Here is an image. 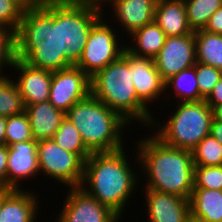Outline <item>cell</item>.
Instances as JSON below:
<instances>
[{"mask_svg":"<svg viewBox=\"0 0 222 222\" xmlns=\"http://www.w3.org/2000/svg\"><path fill=\"white\" fill-rule=\"evenodd\" d=\"M15 41L16 58L32 67L56 71L71 66L59 52V0L25 9Z\"/></svg>","mask_w":222,"mask_h":222,"instance_id":"6da1fadb","label":"cell"},{"mask_svg":"<svg viewBox=\"0 0 222 222\" xmlns=\"http://www.w3.org/2000/svg\"><path fill=\"white\" fill-rule=\"evenodd\" d=\"M136 159L146 174L145 190H155L190 199L194 189L192 151L163 143L154 134L137 142ZM143 167V168H142Z\"/></svg>","mask_w":222,"mask_h":222,"instance_id":"7a4b0ae2","label":"cell"},{"mask_svg":"<svg viewBox=\"0 0 222 222\" xmlns=\"http://www.w3.org/2000/svg\"><path fill=\"white\" fill-rule=\"evenodd\" d=\"M128 161L124 148L112 152H94L84 162L80 185L85 192L119 216L128 198L138 187V179Z\"/></svg>","mask_w":222,"mask_h":222,"instance_id":"3957f363","label":"cell"},{"mask_svg":"<svg viewBox=\"0 0 222 222\" xmlns=\"http://www.w3.org/2000/svg\"><path fill=\"white\" fill-rule=\"evenodd\" d=\"M91 94L128 123L133 124L136 120L145 124L143 126H151L154 114L136 95L129 73V52L126 50L91 77Z\"/></svg>","mask_w":222,"mask_h":222,"instance_id":"277c9868","label":"cell"},{"mask_svg":"<svg viewBox=\"0 0 222 222\" xmlns=\"http://www.w3.org/2000/svg\"><path fill=\"white\" fill-rule=\"evenodd\" d=\"M66 117L78 129L84 144L92 153L124 148L122 129L129 123L92 94L74 104Z\"/></svg>","mask_w":222,"mask_h":222,"instance_id":"5b68a950","label":"cell"},{"mask_svg":"<svg viewBox=\"0 0 222 222\" xmlns=\"http://www.w3.org/2000/svg\"><path fill=\"white\" fill-rule=\"evenodd\" d=\"M176 109L163 126L153 119L152 126H161L154 135L169 146L192 150L210 134L212 109L205 100L180 102Z\"/></svg>","mask_w":222,"mask_h":222,"instance_id":"8992f818","label":"cell"},{"mask_svg":"<svg viewBox=\"0 0 222 222\" xmlns=\"http://www.w3.org/2000/svg\"><path fill=\"white\" fill-rule=\"evenodd\" d=\"M103 16L102 7L81 0H59V52L76 66L93 25Z\"/></svg>","mask_w":222,"mask_h":222,"instance_id":"52a82bcc","label":"cell"},{"mask_svg":"<svg viewBox=\"0 0 222 222\" xmlns=\"http://www.w3.org/2000/svg\"><path fill=\"white\" fill-rule=\"evenodd\" d=\"M102 16L92 27L84 51L76 65L90 78L117 60L126 50L119 45L117 33ZM119 42V43H118Z\"/></svg>","mask_w":222,"mask_h":222,"instance_id":"ba28073f","label":"cell"},{"mask_svg":"<svg viewBox=\"0 0 222 222\" xmlns=\"http://www.w3.org/2000/svg\"><path fill=\"white\" fill-rule=\"evenodd\" d=\"M40 172L68 187H80L84 161L74 153L62 149L53 139L38 141Z\"/></svg>","mask_w":222,"mask_h":222,"instance_id":"9c48e42d","label":"cell"},{"mask_svg":"<svg viewBox=\"0 0 222 222\" xmlns=\"http://www.w3.org/2000/svg\"><path fill=\"white\" fill-rule=\"evenodd\" d=\"M91 94V78L77 66L52 71L49 102L65 114Z\"/></svg>","mask_w":222,"mask_h":222,"instance_id":"30bf717a","label":"cell"},{"mask_svg":"<svg viewBox=\"0 0 222 222\" xmlns=\"http://www.w3.org/2000/svg\"><path fill=\"white\" fill-rule=\"evenodd\" d=\"M57 222H118L121 218L81 187L69 188Z\"/></svg>","mask_w":222,"mask_h":222,"instance_id":"8fae6325","label":"cell"},{"mask_svg":"<svg viewBox=\"0 0 222 222\" xmlns=\"http://www.w3.org/2000/svg\"><path fill=\"white\" fill-rule=\"evenodd\" d=\"M154 63L164 82L182 70L194 66L196 63L194 33L166 37L162 49L154 58Z\"/></svg>","mask_w":222,"mask_h":222,"instance_id":"7c38bea8","label":"cell"},{"mask_svg":"<svg viewBox=\"0 0 222 222\" xmlns=\"http://www.w3.org/2000/svg\"><path fill=\"white\" fill-rule=\"evenodd\" d=\"M37 149L38 141L34 139L8 146L7 187L20 189L23 179L40 173Z\"/></svg>","mask_w":222,"mask_h":222,"instance_id":"4fadbf2b","label":"cell"},{"mask_svg":"<svg viewBox=\"0 0 222 222\" xmlns=\"http://www.w3.org/2000/svg\"><path fill=\"white\" fill-rule=\"evenodd\" d=\"M145 191L149 222H191L190 200L155 190Z\"/></svg>","mask_w":222,"mask_h":222,"instance_id":"5bb4252c","label":"cell"},{"mask_svg":"<svg viewBox=\"0 0 222 222\" xmlns=\"http://www.w3.org/2000/svg\"><path fill=\"white\" fill-rule=\"evenodd\" d=\"M11 68L20 72L15 84L25 106L49 101L52 71L32 67L18 58H15Z\"/></svg>","mask_w":222,"mask_h":222,"instance_id":"9a60e30c","label":"cell"},{"mask_svg":"<svg viewBox=\"0 0 222 222\" xmlns=\"http://www.w3.org/2000/svg\"><path fill=\"white\" fill-rule=\"evenodd\" d=\"M129 73L137 97L147 107L149 103L161 98L165 92L164 81L155 66L154 59L140 58L129 53Z\"/></svg>","mask_w":222,"mask_h":222,"instance_id":"2e32d148","label":"cell"},{"mask_svg":"<svg viewBox=\"0 0 222 222\" xmlns=\"http://www.w3.org/2000/svg\"><path fill=\"white\" fill-rule=\"evenodd\" d=\"M158 0H109L120 22L119 26L128 34L142 28L144 25L154 21V13Z\"/></svg>","mask_w":222,"mask_h":222,"instance_id":"e0dca14e","label":"cell"},{"mask_svg":"<svg viewBox=\"0 0 222 222\" xmlns=\"http://www.w3.org/2000/svg\"><path fill=\"white\" fill-rule=\"evenodd\" d=\"M25 107L33 139H53L66 114L56 109L49 101Z\"/></svg>","mask_w":222,"mask_h":222,"instance_id":"ac0fdd59","label":"cell"},{"mask_svg":"<svg viewBox=\"0 0 222 222\" xmlns=\"http://www.w3.org/2000/svg\"><path fill=\"white\" fill-rule=\"evenodd\" d=\"M154 22L167 37L192 34L185 4L176 0H158L154 13Z\"/></svg>","mask_w":222,"mask_h":222,"instance_id":"d6986e66","label":"cell"},{"mask_svg":"<svg viewBox=\"0 0 222 222\" xmlns=\"http://www.w3.org/2000/svg\"><path fill=\"white\" fill-rule=\"evenodd\" d=\"M36 194L13 189L3 200L0 222H37L39 200ZM36 214V215H35Z\"/></svg>","mask_w":222,"mask_h":222,"instance_id":"ffe728a7","label":"cell"},{"mask_svg":"<svg viewBox=\"0 0 222 222\" xmlns=\"http://www.w3.org/2000/svg\"><path fill=\"white\" fill-rule=\"evenodd\" d=\"M189 200L191 221L222 222V190L194 188Z\"/></svg>","mask_w":222,"mask_h":222,"instance_id":"44dd1931","label":"cell"},{"mask_svg":"<svg viewBox=\"0 0 222 222\" xmlns=\"http://www.w3.org/2000/svg\"><path fill=\"white\" fill-rule=\"evenodd\" d=\"M130 37H133V47L126 46V51L131 55L140 58L154 59L162 49L166 35L164 31L154 22L144 25L142 28L134 31Z\"/></svg>","mask_w":222,"mask_h":222,"instance_id":"7402d4cb","label":"cell"},{"mask_svg":"<svg viewBox=\"0 0 222 222\" xmlns=\"http://www.w3.org/2000/svg\"><path fill=\"white\" fill-rule=\"evenodd\" d=\"M196 61L222 71V35L204 29L194 31Z\"/></svg>","mask_w":222,"mask_h":222,"instance_id":"603a6c76","label":"cell"},{"mask_svg":"<svg viewBox=\"0 0 222 222\" xmlns=\"http://www.w3.org/2000/svg\"><path fill=\"white\" fill-rule=\"evenodd\" d=\"M165 91L173 88L179 101L196 102L205 98L199 93L196 79L195 67L182 70L180 73L170 77L164 82Z\"/></svg>","mask_w":222,"mask_h":222,"instance_id":"cb8c5ba5","label":"cell"},{"mask_svg":"<svg viewBox=\"0 0 222 222\" xmlns=\"http://www.w3.org/2000/svg\"><path fill=\"white\" fill-rule=\"evenodd\" d=\"M53 140L62 149L77 154L84 162L92 154L84 144L78 129L67 117L63 119Z\"/></svg>","mask_w":222,"mask_h":222,"instance_id":"d4e9b609","label":"cell"},{"mask_svg":"<svg viewBox=\"0 0 222 222\" xmlns=\"http://www.w3.org/2000/svg\"><path fill=\"white\" fill-rule=\"evenodd\" d=\"M25 104L14 80L0 77V116L8 117L25 112Z\"/></svg>","mask_w":222,"mask_h":222,"instance_id":"484cf974","label":"cell"},{"mask_svg":"<svg viewBox=\"0 0 222 222\" xmlns=\"http://www.w3.org/2000/svg\"><path fill=\"white\" fill-rule=\"evenodd\" d=\"M222 6V0H191L185 3L189 26L193 31L204 29L212 14Z\"/></svg>","mask_w":222,"mask_h":222,"instance_id":"4316f807","label":"cell"},{"mask_svg":"<svg viewBox=\"0 0 222 222\" xmlns=\"http://www.w3.org/2000/svg\"><path fill=\"white\" fill-rule=\"evenodd\" d=\"M191 151L195 166L222 165V144L211 134L203 138Z\"/></svg>","mask_w":222,"mask_h":222,"instance_id":"83f0119b","label":"cell"},{"mask_svg":"<svg viewBox=\"0 0 222 222\" xmlns=\"http://www.w3.org/2000/svg\"><path fill=\"white\" fill-rule=\"evenodd\" d=\"M32 139L31 125L25 112L6 117L5 145Z\"/></svg>","mask_w":222,"mask_h":222,"instance_id":"f1b7e54d","label":"cell"},{"mask_svg":"<svg viewBox=\"0 0 222 222\" xmlns=\"http://www.w3.org/2000/svg\"><path fill=\"white\" fill-rule=\"evenodd\" d=\"M194 188L222 190V165L195 166Z\"/></svg>","mask_w":222,"mask_h":222,"instance_id":"f546056e","label":"cell"},{"mask_svg":"<svg viewBox=\"0 0 222 222\" xmlns=\"http://www.w3.org/2000/svg\"><path fill=\"white\" fill-rule=\"evenodd\" d=\"M195 73L199 93L206 98L222 77V71L213 66L196 61Z\"/></svg>","mask_w":222,"mask_h":222,"instance_id":"4dcf8cb0","label":"cell"},{"mask_svg":"<svg viewBox=\"0 0 222 222\" xmlns=\"http://www.w3.org/2000/svg\"><path fill=\"white\" fill-rule=\"evenodd\" d=\"M24 10L16 0H0V26L10 28L16 34Z\"/></svg>","mask_w":222,"mask_h":222,"instance_id":"1f68e13d","label":"cell"},{"mask_svg":"<svg viewBox=\"0 0 222 222\" xmlns=\"http://www.w3.org/2000/svg\"><path fill=\"white\" fill-rule=\"evenodd\" d=\"M16 58L15 33L4 26H0V77L6 76L2 73L4 67H12Z\"/></svg>","mask_w":222,"mask_h":222,"instance_id":"d6a6232c","label":"cell"},{"mask_svg":"<svg viewBox=\"0 0 222 222\" xmlns=\"http://www.w3.org/2000/svg\"><path fill=\"white\" fill-rule=\"evenodd\" d=\"M204 30L222 35V6L212 14Z\"/></svg>","mask_w":222,"mask_h":222,"instance_id":"836d02e7","label":"cell"},{"mask_svg":"<svg viewBox=\"0 0 222 222\" xmlns=\"http://www.w3.org/2000/svg\"><path fill=\"white\" fill-rule=\"evenodd\" d=\"M8 146L0 145V187H7Z\"/></svg>","mask_w":222,"mask_h":222,"instance_id":"e575fe53","label":"cell"},{"mask_svg":"<svg viewBox=\"0 0 222 222\" xmlns=\"http://www.w3.org/2000/svg\"><path fill=\"white\" fill-rule=\"evenodd\" d=\"M204 100L211 109L216 105L222 104V77Z\"/></svg>","mask_w":222,"mask_h":222,"instance_id":"d590c367","label":"cell"},{"mask_svg":"<svg viewBox=\"0 0 222 222\" xmlns=\"http://www.w3.org/2000/svg\"><path fill=\"white\" fill-rule=\"evenodd\" d=\"M210 134L222 144V122L213 119Z\"/></svg>","mask_w":222,"mask_h":222,"instance_id":"8d00e7d4","label":"cell"},{"mask_svg":"<svg viewBox=\"0 0 222 222\" xmlns=\"http://www.w3.org/2000/svg\"><path fill=\"white\" fill-rule=\"evenodd\" d=\"M6 117L0 116V145H5Z\"/></svg>","mask_w":222,"mask_h":222,"instance_id":"74e56055","label":"cell"},{"mask_svg":"<svg viewBox=\"0 0 222 222\" xmlns=\"http://www.w3.org/2000/svg\"><path fill=\"white\" fill-rule=\"evenodd\" d=\"M16 1H18L25 9H28L39 5L42 0H16Z\"/></svg>","mask_w":222,"mask_h":222,"instance_id":"f35d334b","label":"cell"},{"mask_svg":"<svg viewBox=\"0 0 222 222\" xmlns=\"http://www.w3.org/2000/svg\"><path fill=\"white\" fill-rule=\"evenodd\" d=\"M213 119L222 122V104L216 105L212 108Z\"/></svg>","mask_w":222,"mask_h":222,"instance_id":"ab89813d","label":"cell"},{"mask_svg":"<svg viewBox=\"0 0 222 222\" xmlns=\"http://www.w3.org/2000/svg\"><path fill=\"white\" fill-rule=\"evenodd\" d=\"M13 190L10 187H0V210L2 208L4 198Z\"/></svg>","mask_w":222,"mask_h":222,"instance_id":"60d3db41","label":"cell"},{"mask_svg":"<svg viewBox=\"0 0 222 222\" xmlns=\"http://www.w3.org/2000/svg\"><path fill=\"white\" fill-rule=\"evenodd\" d=\"M81 1L102 7L104 4L106 5L109 0H81Z\"/></svg>","mask_w":222,"mask_h":222,"instance_id":"b9f144b4","label":"cell"},{"mask_svg":"<svg viewBox=\"0 0 222 222\" xmlns=\"http://www.w3.org/2000/svg\"><path fill=\"white\" fill-rule=\"evenodd\" d=\"M176 1H180V2H182V3H187L188 1H191V0H176Z\"/></svg>","mask_w":222,"mask_h":222,"instance_id":"7bdbcfd3","label":"cell"}]
</instances>
